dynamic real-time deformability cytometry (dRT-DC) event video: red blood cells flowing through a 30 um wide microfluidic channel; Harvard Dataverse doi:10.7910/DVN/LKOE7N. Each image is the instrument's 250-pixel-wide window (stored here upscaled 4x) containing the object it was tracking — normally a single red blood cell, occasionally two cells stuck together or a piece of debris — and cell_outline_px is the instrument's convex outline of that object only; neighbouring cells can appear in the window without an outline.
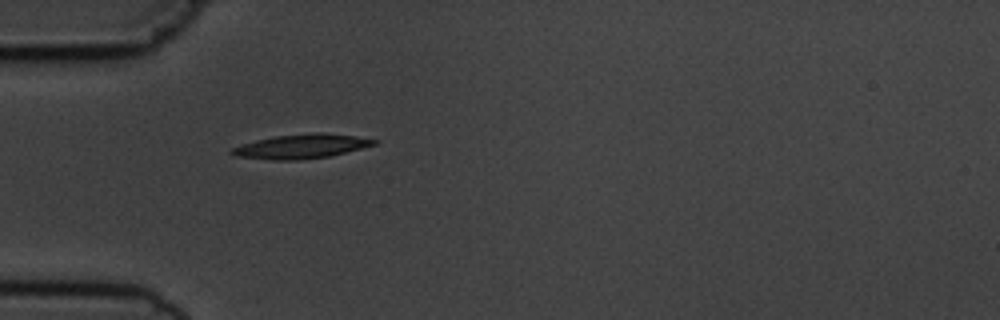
{"species": "common noctule bat (a hibernating species)", "species_latin": "Nyctalus noctula", "temperature_condition": "cold", "stored_images_in_passage": 1, "camera_frame_rate_fps": 3000, "um_per_image_px": 0.085, "animal": {"sex": "male", "body_mass_g": 19.5, "forearm_length_mm": 54.6}, "frame": {"image": 1, "passage_image": 1, "time_ms": 0.0, "image_size_px": [1000, 320], "cell_outline_px": [[380, 140], [376, 144], [328, 156], [296, 160], [272, 160], [236, 156], [228, 152], [232, 148], [240, 144], [256, 140], [276, 136], [316, 132], [324, 132], [356, 136]], "centroid_in_image_um": [25.59, 12.43], "position_along_channel_um": 59.4, "area_um2": 20.0}}